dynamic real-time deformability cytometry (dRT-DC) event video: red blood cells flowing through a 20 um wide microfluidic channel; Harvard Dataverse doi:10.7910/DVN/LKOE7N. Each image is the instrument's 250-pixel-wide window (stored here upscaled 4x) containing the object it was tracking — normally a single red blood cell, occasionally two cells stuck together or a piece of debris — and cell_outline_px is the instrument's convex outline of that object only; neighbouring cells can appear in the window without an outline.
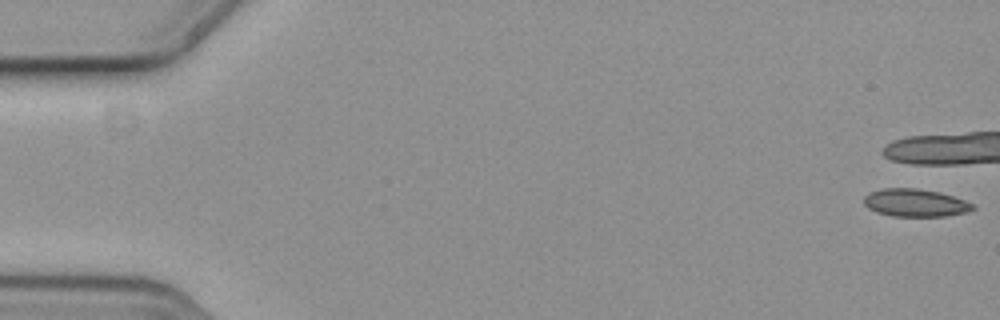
{"species": "common noctule bat (a hibernating species)", "species_latin": "Nyctalus noctula", "temperature_condition": "cold", "stored_images_in_passage": 7, "camera_frame_rate_fps": 3000, "um_per_image_px": 0.085, "animal": {"sex": "female", "body_mass_g": 19.3, "forearm_length_mm": 54.1}, "frame": {"image": 1, "passage_image": 1, "time_ms": 0.0, "image_size_px": [1000, 320], "cell_outline_px": [[976, 208], [964, 212], [944, 216], [892, 216], [876, 212], [868, 208], [864, 204], [864, 196], [872, 192], [884, 188], [916, 188], [940, 192], [964, 200], [972, 204]], "centroid_in_image_um": [77.77, 17.24], "position_along_channel_um": 7.2, "area_um2": 17.4}}
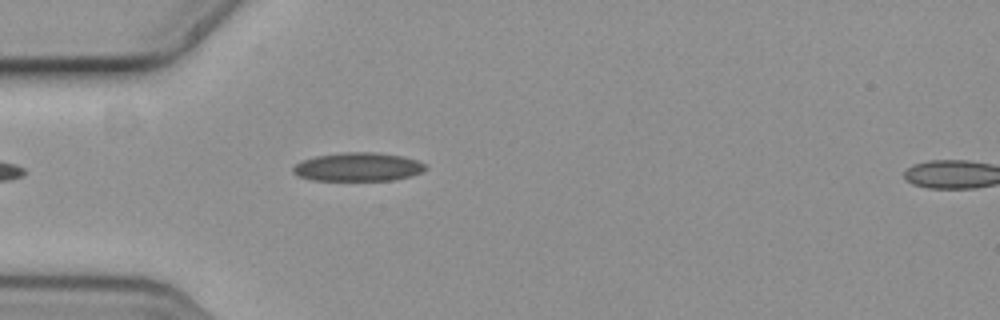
{"frame": {"image": 2, "passage_image": 7, "time_ms": 2.0, "image_size_px": [1000, 320], "cell_outline_px": [[428, 168], [420, 172], [408, 176], [392, 180], [312, 180], [300, 176], [292, 172], [292, 168], [300, 160], [316, 156], [340, 152], [376, 152], [400, 156], [416, 160], [428, 164]], "centroid_in_image_um": [30.41, 14.18], "position_along_channel_um": 54.6, "area_um2": 22.02}}